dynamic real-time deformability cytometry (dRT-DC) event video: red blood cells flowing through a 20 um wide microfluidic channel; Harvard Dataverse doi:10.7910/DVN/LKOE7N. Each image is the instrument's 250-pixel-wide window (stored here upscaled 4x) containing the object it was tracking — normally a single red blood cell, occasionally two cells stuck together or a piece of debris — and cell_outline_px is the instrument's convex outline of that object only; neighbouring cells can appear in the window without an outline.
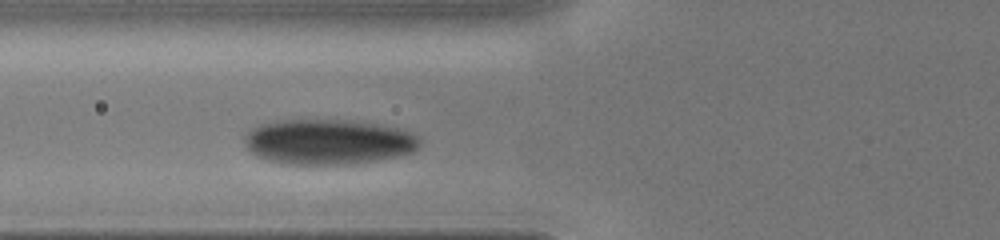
{"species": "human", "species_latin": "Homo sapiens", "temperature_condition": "cold", "stored_images_in_passage": 6, "camera_frame_rate_fps": 3000, "um_per_image_px": 0.085, "donor": {"sex": "male"}, "frame": {"image": 1, "passage_image": 6, "time_ms": 2.667, "image_size_px": [1000, 240], "cell_outline_px": [[420, 144], [412, 152], [400, 156], [348, 164], [284, 164], [268, 160], [256, 156], [244, 144], [244, 136], [252, 128], [260, 124], [276, 120], [344, 120], [372, 124], [396, 128], [420, 136]], "centroid_in_image_um": [27.86, 12.06], "position_along_channel_um": 97.9, "area_um2": 45.89}}